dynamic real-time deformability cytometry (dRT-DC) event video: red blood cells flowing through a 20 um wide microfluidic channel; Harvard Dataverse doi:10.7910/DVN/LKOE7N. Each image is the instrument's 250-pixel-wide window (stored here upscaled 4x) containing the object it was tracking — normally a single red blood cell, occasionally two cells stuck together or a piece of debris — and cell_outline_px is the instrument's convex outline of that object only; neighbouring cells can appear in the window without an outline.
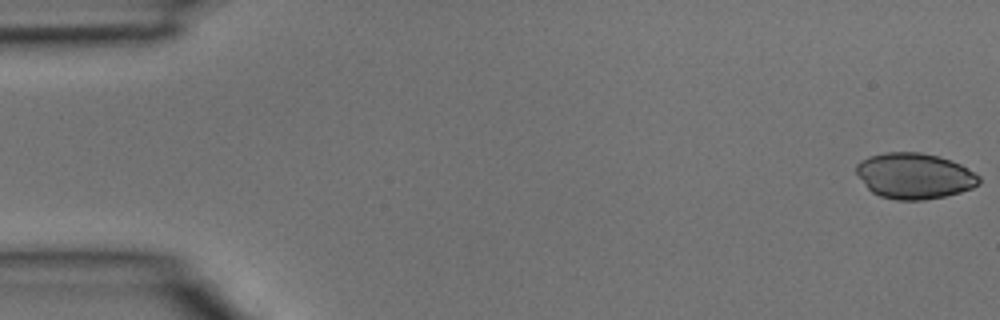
{"species": "common noctule bat (a hibernating species)", "species_latin": "Nyctalus noctula", "temperature_condition": "room temperature", "stored_images_in_passage": 3, "camera_frame_rate_fps": 3000, "um_per_image_px": 0.085, "animal": {"sex": "male", "body_mass_g": 15.6}, "frame": {"image": 1, "passage_image": 1, "time_ms": 0.0, "image_size_px": [1000, 320], "cell_outline_px": [[980, 184], [972, 188], [960, 192], [944, 196], [924, 200], [896, 200], [880, 196], [872, 192], [868, 188], [856, 172], [856, 164], [860, 160], [868, 156], [884, 152], [920, 152], [940, 156], [952, 160], [960, 164], [980, 176]], "centroid_in_image_um": [77.73, 14.94], "position_along_channel_um": 7.3, "area_um2": 32.89}}